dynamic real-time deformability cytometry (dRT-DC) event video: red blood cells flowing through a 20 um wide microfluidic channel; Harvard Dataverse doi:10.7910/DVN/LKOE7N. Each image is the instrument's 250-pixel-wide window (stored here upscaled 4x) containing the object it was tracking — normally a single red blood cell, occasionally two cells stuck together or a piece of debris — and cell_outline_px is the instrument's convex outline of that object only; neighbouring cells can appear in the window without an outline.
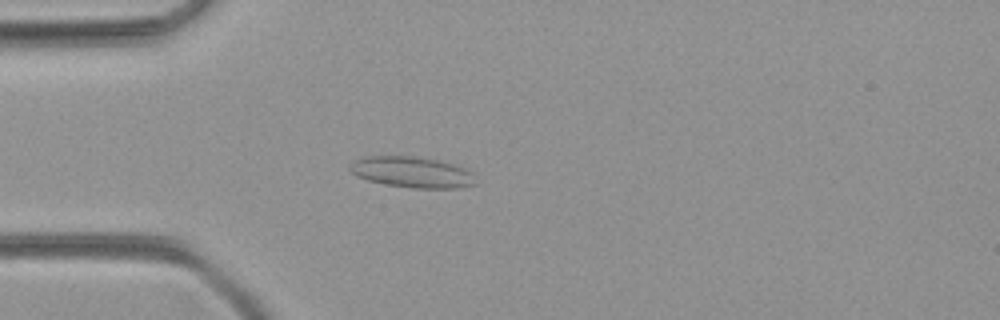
{"species": "common noctule bat (a hibernating species)", "species_latin": "Nyctalus noctula", "temperature_condition": "room temperature", "stored_images_in_passage": 49, "camera_frame_rate_fps": 3000, "um_per_image_px": 0.085, "animal": {"sex": "female", "body_mass_g": 21.9}, "frame": {"image": 1, "passage_image": 13, "time_ms": 4.0, "image_size_px": [1000, 320], "cell_outline_px": [[476, 184], [460, 188], [412, 188], [388, 184], [368, 180], [356, 176], [348, 168], [348, 164], [364, 156], [416, 156], [436, 160], [452, 164], [464, 168], [472, 172], [476, 176]], "centroid_in_image_um": [35.03, 14.63], "position_along_channel_um": 50.0, "area_um2": 22.72}}
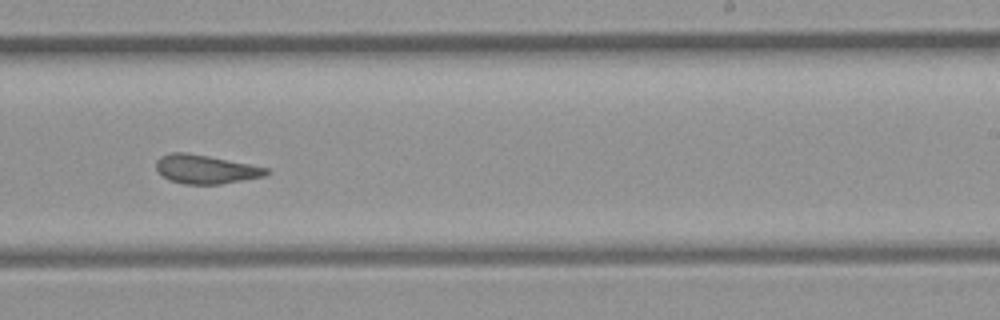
{"frame": {"image": 2, "passage_image": 30, "time_ms": 9.667, "image_size_px": [1000, 320], "cell_outline_px": [[268, 172], [264, 176], [220, 184], [184, 184], [168, 180], [156, 172], [156, 160], [160, 156], [172, 152], [188, 152], [268, 168]], "centroid_in_image_um": [17.39, 14.38], "position_along_channel_um": 271.6, "area_um2": 18.44}}
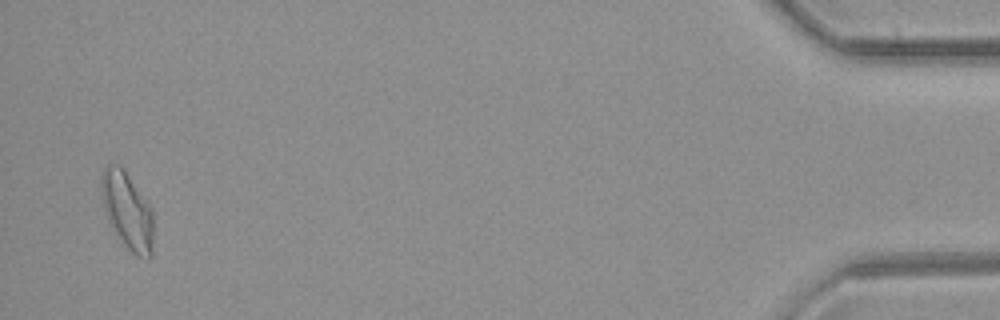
{"frame": {"image": 3, "passage_image": 48, "time_ms": 15.667, "image_size_px": [1000, 320], "cell_outline_px": [[152, 256], [148, 260], [136, 256], [124, 244], [112, 228], [104, 208], [100, 188], [100, 176], [104, 168], [112, 160], [124, 168], [152, 208]], "centroid_in_image_um": [10.81, 17.86], "position_along_channel_um": 424.4, "area_um2": 23.58}}